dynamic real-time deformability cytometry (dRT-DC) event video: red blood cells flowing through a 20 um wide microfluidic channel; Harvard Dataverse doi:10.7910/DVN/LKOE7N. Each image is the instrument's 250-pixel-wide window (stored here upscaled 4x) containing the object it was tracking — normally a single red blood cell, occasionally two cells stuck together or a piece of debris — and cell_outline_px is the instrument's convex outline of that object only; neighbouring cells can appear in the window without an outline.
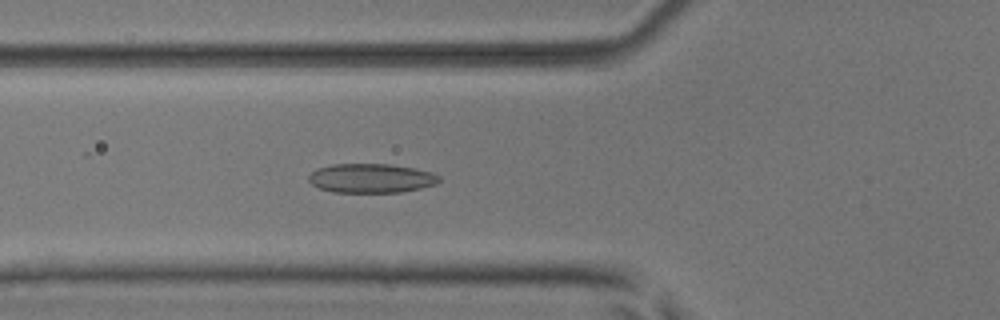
{"species": "common noctule bat (a hibernating species)", "species_latin": "Nyctalus noctula", "temperature_condition": "room temperature", "stored_images_in_passage": 51, "camera_frame_rate_fps": 3000, "um_per_image_px": 0.085, "animal": {"sex": "male", "body_mass_g": 17.9, "forearm_length_mm": 54.2}, "frame": {"image": 1, "passage_image": 19, "time_ms": 6.0, "image_size_px": [1000, 320], "cell_outline_px": [[440, 180], [436, 184], [420, 188], [400, 192], [332, 192], [320, 188], [312, 184], [308, 180], [308, 176], [316, 168], [332, 164], [388, 164], [412, 168], [432, 172], [440, 176]], "centroid_in_image_um": [31.53, 15.15], "position_along_channel_um": 94.3, "area_um2": 22.14}}
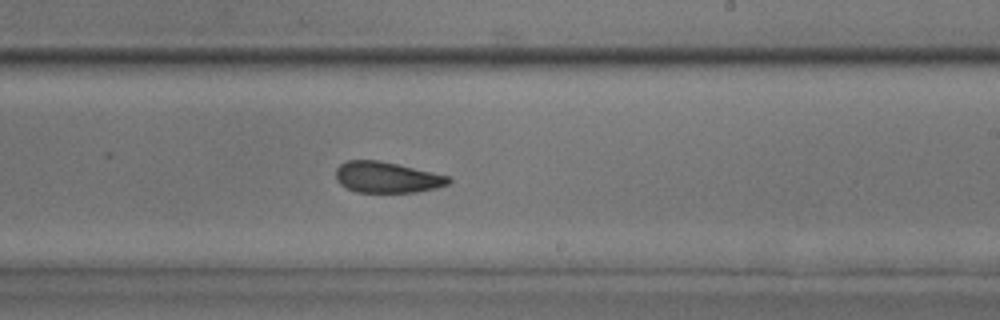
{"frame": {"image": 2, "passage_image": 31, "time_ms": 10.0, "image_size_px": [1000, 320], "cell_outline_px": [[452, 180], [448, 184], [436, 188], [416, 192], [356, 192], [340, 184], [336, 180], [336, 168], [340, 164], [348, 160], [376, 160], [396, 164], [432, 172], [448, 176]], "centroid_in_image_um": [32.87, 15.07], "position_along_channel_um": 256.1, "area_um2": 20.17}}
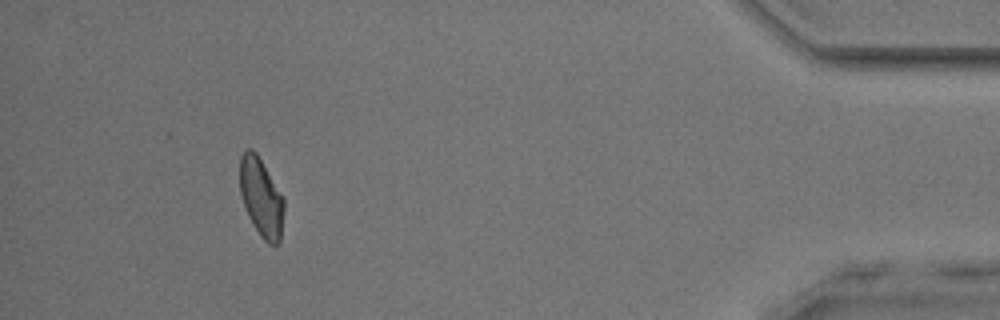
{"frame": {"image": 3, "passage_image": 47, "time_ms": 15.333, "image_size_px": [1000, 320], "cell_outline_px": [[284, 208], [280, 244], [268, 244], [260, 236], [248, 216], [240, 192], [240, 156], [248, 148], [252, 148], [256, 152], [284, 196]], "centroid_in_image_um": [22.22, 16.78], "position_along_channel_um": 413.0, "area_um2": 20.35}, "authors_computed_cell_mechanics": {"area_um2": 21.3282, "velocity_mm_per_s": 4.0579, "shape_relaxation_time_tau1_ms": 8.3903, "shape_relaxation_time_tau2_ms": 2.0715, "deformation_change_tau1": 0.1605, "deformation_change_tau2": 0.0793}}